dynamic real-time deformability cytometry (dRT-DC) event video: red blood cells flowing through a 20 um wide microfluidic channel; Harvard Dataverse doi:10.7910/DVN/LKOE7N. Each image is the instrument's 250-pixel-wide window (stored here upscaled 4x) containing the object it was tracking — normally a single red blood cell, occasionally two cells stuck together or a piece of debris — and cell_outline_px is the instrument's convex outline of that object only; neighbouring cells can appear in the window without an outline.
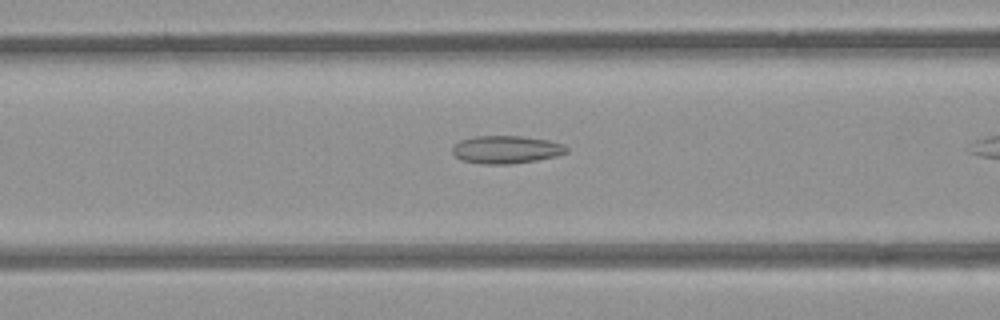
{"species": "common noctule bat (a hibernating species)", "species_latin": "Nyctalus noctula", "temperature_condition": "room temperature", "stored_images_in_passage": 9, "camera_frame_rate_fps": 3000, "um_per_image_px": 0.085, "animal": {"sex": "female", "body_mass_g": 21.9}, "frame": {"image": 1, "passage_image": 8, "time_ms": 2.333, "image_size_px": [1000, 320], "cell_outline_px": [[568, 152], [556, 156], [536, 160], [508, 164], [484, 164], [460, 160], [452, 152], [452, 148], [460, 140], [472, 136], [520, 136], [548, 140], [564, 144], [568, 148]], "centroid_in_image_um": [43.02, 12.71], "position_along_channel_um": 123.6, "area_um2": 18.5}}